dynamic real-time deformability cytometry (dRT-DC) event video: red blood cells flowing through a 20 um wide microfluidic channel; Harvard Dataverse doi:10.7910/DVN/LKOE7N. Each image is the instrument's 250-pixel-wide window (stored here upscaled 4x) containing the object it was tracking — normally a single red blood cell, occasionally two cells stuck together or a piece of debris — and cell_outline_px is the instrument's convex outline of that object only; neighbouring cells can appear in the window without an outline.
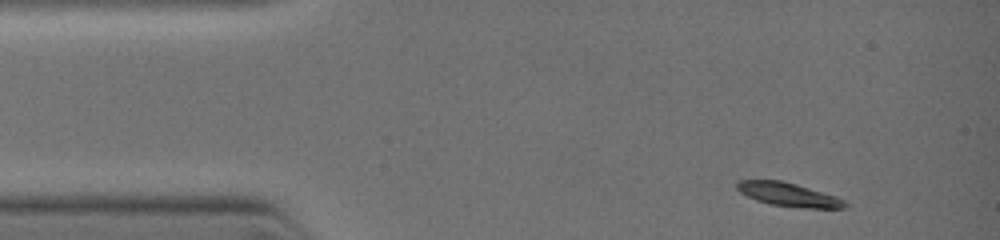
{"species": "common noctule bat (a hibernating species)", "species_latin": "Nyctalus noctula", "temperature_condition": "warm", "stored_images_in_passage": 18, "camera_frame_rate_fps": 3000, "um_per_image_px": 0.085, "animal": {"sex": "female", "body_mass_g": 19.0, "forearm_length_mm": 51.5}, "frame": {"image": 1, "passage_image": 1, "time_ms": 0.0, "image_size_px": [1000, 240], "cell_outline_px": [[848, 208], [804, 208], [768, 204], [756, 200], [740, 192], [736, 188], [736, 184], [740, 180], [780, 180], [796, 184], [836, 196], [844, 200], [848, 204]], "centroid_in_image_um": [67.04, 16.54], "position_along_channel_um": 18.0, "area_um2": 14.85}}
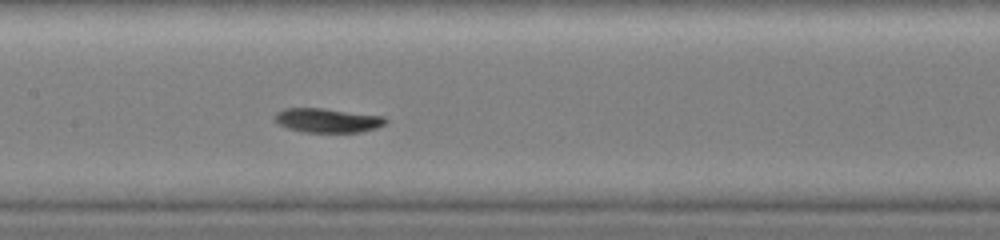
{"frame": {"image": 2, "passage_image": 9, "time_ms": 4.333, "image_size_px": [1000, 240], "cell_outline_px": [[388, 120], [384, 124], [376, 128], [360, 132], [304, 132], [288, 128], [280, 124], [276, 120], [276, 112], [284, 108], [320, 108], [384, 116]], "centroid_in_image_um": [27.86, 10.23], "position_along_channel_um": 179.5, "area_um2": 15.43}}
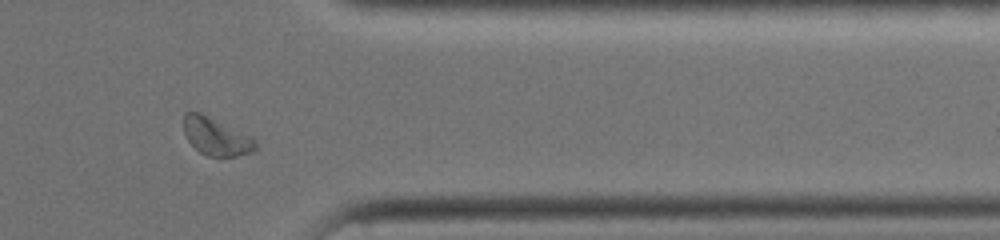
{"frame": {"image": 3, "passage_image": 16, "time_ms": 8.333, "image_size_px": [1000, 240], "cell_outline_px": [[256, 148], [252, 152], [236, 156], [208, 156], [200, 152], [188, 140], [184, 132], [184, 112], [200, 112], [252, 136], [256, 140]], "centroid_in_image_um": [18.38, 11.6], "position_along_channel_um": 393.0, "area_um2": 15.66}}